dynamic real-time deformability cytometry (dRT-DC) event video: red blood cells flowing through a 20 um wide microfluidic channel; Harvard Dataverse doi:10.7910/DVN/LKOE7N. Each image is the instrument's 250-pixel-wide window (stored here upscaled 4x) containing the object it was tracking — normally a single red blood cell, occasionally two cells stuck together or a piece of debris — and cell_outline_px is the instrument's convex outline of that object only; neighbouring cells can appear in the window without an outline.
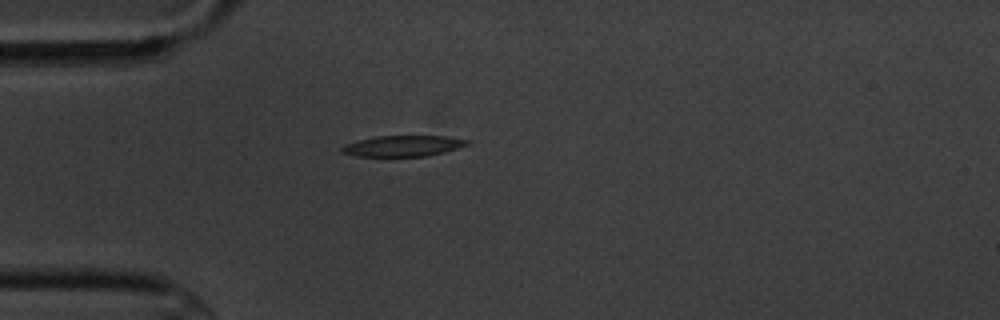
{"species": "common noctule bat (a hibernating species)", "species_latin": "Nyctalus noctula", "temperature_condition": "cold", "stored_images_in_passage": 1, "camera_frame_rate_fps": 3000, "um_per_image_px": 0.085, "animal": {"sex": "male", "body_mass_g": 20.1, "forearm_length_mm": 53.5}, "frame": {"image": 1, "passage_image": 1, "time_ms": 0.0, "image_size_px": [1000, 320], "cell_outline_px": [[468, 144], [444, 152], [428, 156], [356, 156], [340, 152], [340, 148], [344, 144], [376, 136], [444, 136], [468, 140]], "centroid_in_image_um": [34.2, 12.41], "position_along_channel_um": 50.8, "area_um2": 15.09}}